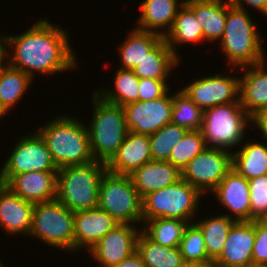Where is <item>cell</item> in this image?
Returning a JSON list of instances; mask_svg holds the SVG:
<instances>
[{"mask_svg":"<svg viewBox=\"0 0 267 267\" xmlns=\"http://www.w3.org/2000/svg\"><path fill=\"white\" fill-rule=\"evenodd\" d=\"M179 249L185 263H213L206 253L203 234L194 223L185 228Z\"/></svg>","mask_w":267,"mask_h":267,"instance_id":"8d00e7d4","label":"cell"},{"mask_svg":"<svg viewBox=\"0 0 267 267\" xmlns=\"http://www.w3.org/2000/svg\"><path fill=\"white\" fill-rule=\"evenodd\" d=\"M93 97V98H92ZM93 114L87 124L91 152L95 161L107 164L117 153L129 133L123 107L92 94Z\"/></svg>","mask_w":267,"mask_h":267,"instance_id":"277c9868","label":"cell"},{"mask_svg":"<svg viewBox=\"0 0 267 267\" xmlns=\"http://www.w3.org/2000/svg\"><path fill=\"white\" fill-rule=\"evenodd\" d=\"M145 267H184L186 264L179 247H164L149 239L142 231L137 239V250Z\"/></svg>","mask_w":267,"mask_h":267,"instance_id":"f1b7e54d","label":"cell"},{"mask_svg":"<svg viewBox=\"0 0 267 267\" xmlns=\"http://www.w3.org/2000/svg\"><path fill=\"white\" fill-rule=\"evenodd\" d=\"M58 172H27L11 176L4 185L23 200L32 203L56 199Z\"/></svg>","mask_w":267,"mask_h":267,"instance_id":"d6986e66","label":"cell"},{"mask_svg":"<svg viewBox=\"0 0 267 267\" xmlns=\"http://www.w3.org/2000/svg\"><path fill=\"white\" fill-rule=\"evenodd\" d=\"M206 148L201 130H188L173 148L168 162L180 171Z\"/></svg>","mask_w":267,"mask_h":267,"instance_id":"d590c367","label":"cell"},{"mask_svg":"<svg viewBox=\"0 0 267 267\" xmlns=\"http://www.w3.org/2000/svg\"><path fill=\"white\" fill-rule=\"evenodd\" d=\"M167 81L168 80L139 78L138 101H148L162 97L168 90H170Z\"/></svg>","mask_w":267,"mask_h":267,"instance_id":"f35d334b","label":"cell"},{"mask_svg":"<svg viewBox=\"0 0 267 267\" xmlns=\"http://www.w3.org/2000/svg\"><path fill=\"white\" fill-rule=\"evenodd\" d=\"M232 7L247 10L246 6H252L255 8V10H258V12L263 14L264 16H267V0H226Z\"/></svg>","mask_w":267,"mask_h":267,"instance_id":"60d3db41","label":"cell"},{"mask_svg":"<svg viewBox=\"0 0 267 267\" xmlns=\"http://www.w3.org/2000/svg\"><path fill=\"white\" fill-rule=\"evenodd\" d=\"M164 37L148 31L132 28L118 50L120 66L117 68L133 70L134 67L163 39Z\"/></svg>","mask_w":267,"mask_h":267,"instance_id":"4316f807","label":"cell"},{"mask_svg":"<svg viewBox=\"0 0 267 267\" xmlns=\"http://www.w3.org/2000/svg\"><path fill=\"white\" fill-rule=\"evenodd\" d=\"M152 160L149 135L129 131L117 153L106 164L107 171L118 175H130Z\"/></svg>","mask_w":267,"mask_h":267,"instance_id":"ffe728a7","label":"cell"},{"mask_svg":"<svg viewBox=\"0 0 267 267\" xmlns=\"http://www.w3.org/2000/svg\"><path fill=\"white\" fill-rule=\"evenodd\" d=\"M33 209L34 203L23 200L0 183V228L8 236H17L20 233L29 236Z\"/></svg>","mask_w":267,"mask_h":267,"instance_id":"ac0fdd59","label":"cell"},{"mask_svg":"<svg viewBox=\"0 0 267 267\" xmlns=\"http://www.w3.org/2000/svg\"><path fill=\"white\" fill-rule=\"evenodd\" d=\"M169 93L168 90L160 98L123 106L128 130L135 134L151 135L171 123L173 94Z\"/></svg>","mask_w":267,"mask_h":267,"instance_id":"4fadbf2b","label":"cell"},{"mask_svg":"<svg viewBox=\"0 0 267 267\" xmlns=\"http://www.w3.org/2000/svg\"><path fill=\"white\" fill-rule=\"evenodd\" d=\"M111 267H145L142 257L135 251L132 255Z\"/></svg>","mask_w":267,"mask_h":267,"instance_id":"ee69618b","label":"cell"},{"mask_svg":"<svg viewBox=\"0 0 267 267\" xmlns=\"http://www.w3.org/2000/svg\"><path fill=\"white\" fill-rule=\"evenodd\" d=\"M202 194L184 179L142 198L143 221L155 218L195 220Z\"/></svg>","mask_w":267,"mask_h":267,"instance_id":"52a82bcc","label":"cell"},{"mask_svg":"<svg viewBox=\"0 0 267 267\" xmlns=\"http://www.w3.org/2000/svg\"><path fill=\"white\" fill-rule=\"evenodd\" d=\"M8 113L9 111L0 103V119Z\"/></svg>","mask_w":267,"mask_h":267,"instance_id":"bcb514c9","label":"cell"},{"mask_svg":"<svg viewBox=\"0 0 267 267\" xmlns=\"http://www.w3.org/2000/svg\"><path fill=\"white\" fill-rule=\"evenodd\" d=\"M256 23L248 11L232 7L227 2V20L224 34L219 42V48L227 57L228 67H245L261 63L265 57L261 37Z\"/></svg>","mask_w":267,"mask_h":267,"instance_id":"3957f363","label":"cell"},{"mask_svg":"<svg viewBox=\"0 0 267 267\" xmlns=\"http://www.w3.org/2000/svg\"><path fill=\"white\" fill-rule=\"evenodd\" d=\"M74 215L57 199L35 203L29 237L50 247L74 252Z\"/></svg>","mask_w":267,"mask_h":267,"instance_id":"9c48e42d","label":"cell"},{"mask_svg":"<svg viewBox=\"0 0 267 267\" xmlns=\"http://www.w3.org/2000/svg\"><path fill=\"white\" fill-rule=\"evenodd\" d=\"M119 223L99 207L78 211L74 215V252H87ZM78 250V251H77Z\"/></svg>","mask_w":267,"mask_h":267,"instance_id":"e0dca14e","label":"cell"},{"mask_svg":"<svg viewBox=\"0 0 267 267\" xmlns=\"http://www.w3.org/2000/svg\"><path fill=\"white\" fill-rule=\"evenodd\" d=\"M214 75L201 76L182 88L203 111L220 104L240 102V77L219 73Z\"/></svg>","mask_w":267,"mask_h":267,"instance_id":"7c38bea8","label":"cell"},{"mask_svg":"<svg viewBox=\"0 0 267 267\" xmlns=\"http://www.w3.org/2000/svg\"><path fill=\"white\" fill-rule=\"evenodd\" d=\"M32 80L25 72L8 65L0 73V103L11 111L27 92Z\"/></svg>","mask_w":267,"mask_h":267,"instance_id":"d6a6232c","label":"cell"},{"mask_svg":"<svg viewBox=\"0 0 267 267\" xmlns=\"http://www.w3.org/2000/svg\"><path fill=\"white\" fill-rule=\"evenodd\" d=\"M189 223L179 219L155 218L143 221L141 231L152 241L164 247H179L183 232Z\"/></svg>","mask_w":267,"mask_h":267,"instance_id":"1f68e13d","label":"cell"},{"mask_svg":"<svg viewBox=\"0 0 267 267\" xmlns=\"http://www.w3.org/2000/svg\"><path fill=\"white\" fill-rule=\"evenodd\" d=\"M255 239V220L235 222L228 232L220 256L213 262L215 267H244L252 262Z\"/></svg>","mask_w":267,"mask_h":267,"instance_id":"2e32d148","label":"cell"},{"mask_svg":"<svg viewBox=\"0 0 267 267\" xmlns=\"http://www.w3.org/2000/svg\"><path fill=\"white\" fill-rule=\"evenodd\" d=\"M164 39L179 59L181 58L178 50H176L177 45L204 42L202 26L198 23L193 10L186 3L178 10L173 26Z\"/></svg>","mask_w":267,"mask_h":267,"instance_id":"83f0119b","label":"cell"},{"mask_svg":"<svg viewBox=\"0 0 267 267\" xmlns=\"http://www.w3.org/2000/svg\"><path fill=\"white\" fill-rule=\"evenodd\" d=\"M249 122H252V117L244 110L241 102L220 104L206 109L201 127L206 147L227 151L233 147L235 149L244 141Z\"/></svg>","mask_w":267,"mask_h":267,"instance_id":"8992f818","label":"cell"},{"mask_svg":"<svg viewBox=\"0 0 267 267\" xmlns=\"http://www.w3.org/2000/svg\"><path fill=\"white\" fill-rule=\"evenodd\" d=\"M97 207L119 224H143L142 198L129 175L106 171L100 180Z\"/></svg>","mask_w":267,"mask_h":267,"instance_id":"ba28073f","label":"cell"},{"mask_svg":"<svg viewBox=\"0 0 267 267\" xmlns=\"http://www.w3.org/2000/svg\"><path fill=\"white\" fill-rule=\"evenodd\" d=\"M202 26L204 41L217 42L222 38L227 20L226 0H185Z\"/></svg>","mask_w":267,"mask_h":267,"instance_id":"cb8c5ba5","label":"cell"},{"mask_svg":"<svg viewBox=\"0 0 267 267\" xmlns=\"http://www.w3.org/2000/svg\"><path fill=\"white\" fill-rule=\"evenodd\" d=\"M266 62L239 68L244 70L240 76V102L251 117L267 108Z\"/></svg>","mask_w":267,"mask_h":267,"instance_id":"44dd1931","label":"cell"},{"mask_svg":"<svg viewBox=\"0 0 267 267\" xmlns=\"http://www.w3.org/2000/svg\"><path fill=\"white\" fill-rule=\"evenodd\" d=\"M240 147L232 152L233 169L247 180L267 175V143L250 140Z\"/></svg>","mask_w":267,"mask_h":267,"instance_id":"484cf974","label":"cell"},{"mask_svg":"<svg viewBox=\"0 0 267 267\" xmlns=\"http://www.w3.org/2000/svg\"><path fill=\"white\" fill-rule=\"evenodd\" d=\"M114 88L110 90L106 87L95 90L94 92L104 101L121 107L138 101L139 95V78L132 70L120 69L115 70ZM106 88V89H105Z\"/></svg>","mask_w":267,"mask_h":267,"instance_id":"4dcf8cb0","label":"cell"},{"mask_svg":"<svg viewBox=\"0 0 267 267\" xmlns=\"http://www.w3.org/2000/svg\"><path fill=\"white\" fill-rule=\"evenodd\" d=\"M180 59L163 38L132 70L138 78L167 80Z\"/></svg>","mask_w":267,"mask_h":267,"instance_id":"d4e9b609","label":"cell"},{"mask_svg":"<svg viewBox=\"0 0 267 267\" xmlns=\"http://www.w3.org/2000/svg\"><path fill=\"white\" fill-rule=\"evenodd\" d=\"M37 131L47 144L58 169L95 161L90 146L87 125L69 115L56 116Z\"/></svg>","mask_w":267,"mask_h":267,"instance_id":"7a4b0ae2","label":"cell"},{"mask_svg":"<svg viewBox=\"0 0 267 267\" xmlns=\"http://www.w3.org/2000/svg\"><path fill=\"white\" fill-rule=\"evenodd\" d=\"M62 28L47 18H40L21 34L7 35L11 50L9 65L32 79L35 72L50 76L76 69L77 58L70 46L68 31Z\"/></svg>","mask_w":267,"mask_h":267,"instance_id":"6da1fadb","label":"cell"},{"mask_svg":"<svg viewBox=\"0 0 267 267\" xmlns=\"http://www.w3.org/2000/svg\"><path fill=\"white\" fill-rule=\"evenodd\" d=\"M24 136V137H23ZM0 168V183L4 184L11 176L27 172H58L47 144L36 131L23 135Z\"/></svg>","mask_w":267,"mask_h":267,"instance_id":"30bf717a","label":"cell"},{"mask_svg":"<svg viewBox=\"0 0 267 267\" xmlns=\"http://www.w3.org/2000/svg\"><path fill=\"white\" fill-rule=\"evenodd\" d=\"M184 267H215L213 263H186Z\"/></svg>","mask_w":267,"mask_h":267,"instance_id":"f6af8a7d","label":"cell"},{"mask_svg":"<svg viewBox=\"0 0 267 267\" xmlns=\"http://www.w3.org/2000/svg\"><path fill=\"white\" fill-rule=\"evenodd\" d=\"M204 111L181 89L173 94L171 123L187 130H201Z\"/></svg>","mask_w":267,"mask_h":267,"instance_id":"836d02e7","label":"cell"},{"mask_svg":"<svg viewBox=\"0 0 267 267\" xmlns=\"http://www.w3.org/2000/svg\"><path fill=\"white\" fill-rule=\"evenodd\" d=\"M235 222V220L224 214L193 221L203 234L206 253L213 262L220 256L228 232Z\"/></svg>","mask_w":267,"mask_h":267,"instance_id":"f546056e","label":"cell"},{"mask_svg":"<svg viewBox=\"0 0 267 267\" xmlns=\"http://www.w3.org/2000/svg\"><path fill=\"white\" fill-rule=\"evenodd\" d=\"M187 131L184 127L169 123L149 135L152 160L168 161L173 148Z\"/></svg>","mask_w":267,"mask_h":267,"instance_id":"e575fe53","label":"cell"},{"mask_svg":"<svg viewBox=\"0 0 267 267\" xmlns=\"http://www.w3.org/2000/svg\"><path fill=\"white\" fill-rule=\"evenodd\" d=\"M244 267H267V264H261V263H253V262H251V263L247 264Z\"/></svg>","mask_w":267,"mask_h":267,"instance_id":"7dc6e473","label":"cell"},{"mask_svg":"<svg viewBox=\"0 0 267 267\" xmlns=\"http://www.w3.org/2000/svg\"><path fill=\"white\" fill-rule=\"evenodd\" d=\"M252 262L267 264V220H255Z\"/></svg>","mask_w":267,"mask_h":267,"instance_id":"ab89813d","label":"cell"},{"mask_svg":"<svg viewBox=\"0 0 267 267\" xmlns=\"http://www.w3.org/2000/svg\"><path fill=\"white\" fill-rule=\"evenodd\" d=\"M133 185L141 198L176 183L181 179V171L168 161L151 160L130 175Z\"/></svg>","mask_w":267,"mask_h":267,"instance_id":"603a6c76","label":"cell"},{"mask_svg":"<svg viewBox=\"0 0 267 267\" xmlns=\"http://www.w3.org/2000/svg\"><path fill=\"white\" fill-rule=\"evenodd\" d=\"M251 123L255 124L252 125L254 127H252L250 124L252 131L254 130L253 128H258L259 132L261 131L262 134L261 139L267 143V108L259 111L255 116H253Z\"/></svg>","mask_w":267,"mask_h":267,"instance_id":"b9f144b4","label":"cell"},{"mask_svg":"<svg viewBox=\"0 0 267 267\" xmlns=\"http://www.w3.org/2000/svg\"><path fill=\"white\" fill-rule=\"evenodd\" d=\"M211 193L228 210L224 215L237 222L251 221L249 182L233 168Z\"/></svg>","mask_w":267,"mask_h":267,"instance_id":"9a60e30c","label":"cell"},{"mask_svg":"<svg viewBox=\"0 0 267 267\" xmlns=\"http://www.w3.org/2000/svg\"><path fill=\"white\" fill-rule=\"evenodd\" d=\"M2 260H0V267H5L3 262L1 263Z\"/></svg>","mask_w":267,"mask_h":267,"instance_id":"c3c4849f","label":"cell"},{"mask_svg":"<svg viewBox=\"0 0 267 267\" xmlns=\"http://www.w3.org/2000/svg\"><path fill=\"white\" fill-rule=\"evenodd\" d=\"M232 168V150L206 147L182 169L181 178L204 195L213 191Z\"/></svg>","mask_w":267,"mask_h":267,"instance_id":"8fae6325","label":"cell"},{"mask_svg":"<svg viewBox=\"0 0 267 267\" xmlns=\"http://www.w3.org/2000/svg\"><path fill=\"white\" fill-rule=\"evenodd\" d=\"M2 35L0 36V73L9 65L8 37L7 35L6 36H4V34Z\"/></svg>","mask_w":267,"mask_h":267,"instance_id":"7bdbcfd3","label":"cell"},{"mask_svg":"<svg viewBox=\"0 0 267 267\" xmlns=\"http://www.w3.org/2000/svg\"><path fill=\"white\" fill-rule=\"evenodd\" d=\"M250 188L251 221L267 220V175L248 180Z\"/></svg>","mask_w":267,"mask_h":267,"instance_id":"74e56055","label":"cell"},{"mask_svg":"<svg viewBox=\"0 0 267 267\" xmlns=\"http://www.w3.org/2000/svg\"><path fill=\"white\" fill-rule=\"evenodd\" d=\"M184 3L185 0H142L136 28L165 37Z\"/></svg>","mask_w":267,"mask_h":267,"instance_id":"7402d4cb","label":"cell"},{"mask_svg":"<svg viewBox=\"0 0 267 267\" xmlns=\"http://www.w3.org/2000/svg\"><path fill=\"white\" fill-rule=\"evenodd\" d=\"M106 171V164L100 161L58 169L56 199L74 213L96 208L100 180Z\"/></svg>","mask_w":267,"mask_h":267,"instance_id":"5b68a950","label":"cell"},{"mask_svg":"<svg viewBox=\"0 0 267 267\" xmlns=\"http://www.w3.org/2000/svg\"><path fill=\"white\" fill-rule=\"evenodd\" d=\"M131 224H119L101 238L88 253L98 267L118 264L137 250V239L141 228Z\"/></svg>","mask_w":267,"mask_h":267,"instance_id":"5bb4252c","label":"cell"}]
</instances>
